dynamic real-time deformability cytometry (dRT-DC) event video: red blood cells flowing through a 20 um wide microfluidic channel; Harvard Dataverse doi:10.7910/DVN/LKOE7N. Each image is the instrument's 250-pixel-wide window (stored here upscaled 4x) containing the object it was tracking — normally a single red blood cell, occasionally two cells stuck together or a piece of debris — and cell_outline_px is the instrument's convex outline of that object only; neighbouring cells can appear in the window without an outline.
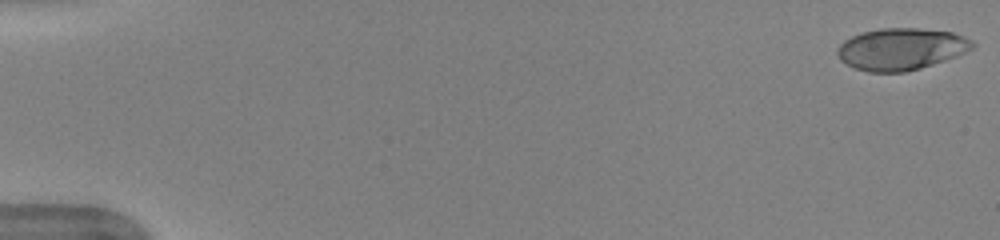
{"species": "human", "species_latin": "Homo sapiens", "temperature_condition": "warm", "stored_images_in_passage": 48, "camera_frame_rate_fps": 3000, "um_per_image_px": 0.085, "donor": {"sex": "female"}, "frame": {"image": 1, "passage_image": 1, "time_ms": 0.0, "image_size_px": [1000, 240], "cell_outline_px": [[976, 44], [972, 48], [964, 52], [944, 60], [920, 68], [904, 72], [868, 72], [856, 68], [840, 60], [836, 52], [840, 44], [844, 40], [852, 36], [864, 32], [880, 28], [920, 28], [952, 32], [964, 36], [972, 40]], "centroid_in_image_um": [76.58, 4.16], "position_along_channel_um": 8.4, "area_um2": 32.71}}
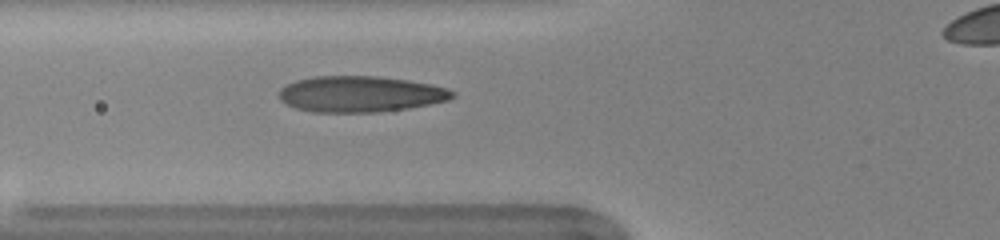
{"frame": {"image": 2, "passage_image": 20, "time_ms": 6.333, "image_size_px": [1000, 240], "cell_outline_px": [[456, 96], [448, 100], [408, 108], [376, 112], [312, 112], [296, 108], [280, 100], [280, 88], [296, 80], [316, 76], [376, 76], [408, 80], [432, 84], [448, 88], [456, 92]], "centroid_in_image_um": [30.66, 7.99], "position_along_channel_um": 95.1, "area_um2": 36.36}}
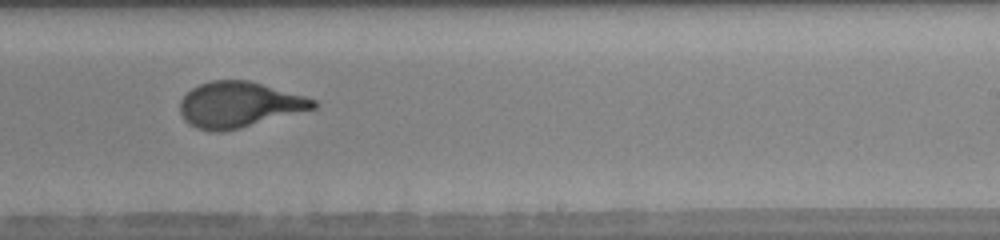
{"frame": {"image": 3, "passage_image": 33, "time_ms": 10.667, "image_size_px": [1000, 240], "cell_outline_px": [[320, 104], [316, 108], [240, 128], [224, 132], [212, 132], [196, 128], [188, 124], [184, 120], [180, 112], [180, 100], [192, 88], [200, 84], [212, 80], [248, 80], [304, 96], [316, 100]], "centroid_in_image_um": [20.3, 8.91], "position_along_channel_um": 268.7, "area_um2": 35.43}}